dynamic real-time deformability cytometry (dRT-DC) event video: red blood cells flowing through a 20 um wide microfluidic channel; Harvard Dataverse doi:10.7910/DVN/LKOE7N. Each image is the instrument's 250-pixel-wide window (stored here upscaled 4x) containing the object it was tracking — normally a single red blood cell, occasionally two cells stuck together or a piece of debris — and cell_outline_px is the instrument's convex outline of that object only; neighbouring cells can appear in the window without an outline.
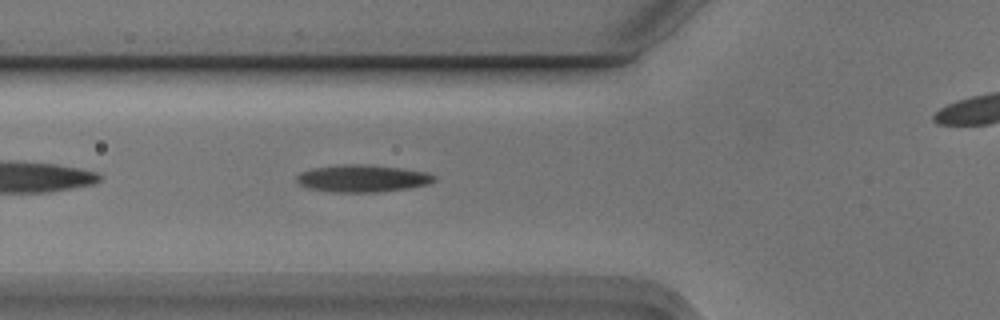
{"species": "Egyptian fruit bat (a non-hibernating species)", "species_latin": "Rousettus aegyptiacus", "temperature_condition": "cold", "stored_images_in_passage": 7, "camera_frame_rate_fps": 3000, "um_per_image_px": 0.085, "animal": {"sex": "male"}, "frame": {"image": 1, "passage_image": 6, "time_ms": 1.667, "image_size_px": [1000, 320], "cell_outline_px": [[436, 180], [428, 184], [408, 188], [380, 192], [328, 192], [308, 188], [300, 184], [296, 180], [296, 176], [300, 172], [312, 168], [340, 164], [368, 164], [400, 168], [428, 172], [436, 176]], "centroid_in_image_um": [30.8, 15.16], "position_along_channel_um": 95.0, "area_um2": 22.08}}